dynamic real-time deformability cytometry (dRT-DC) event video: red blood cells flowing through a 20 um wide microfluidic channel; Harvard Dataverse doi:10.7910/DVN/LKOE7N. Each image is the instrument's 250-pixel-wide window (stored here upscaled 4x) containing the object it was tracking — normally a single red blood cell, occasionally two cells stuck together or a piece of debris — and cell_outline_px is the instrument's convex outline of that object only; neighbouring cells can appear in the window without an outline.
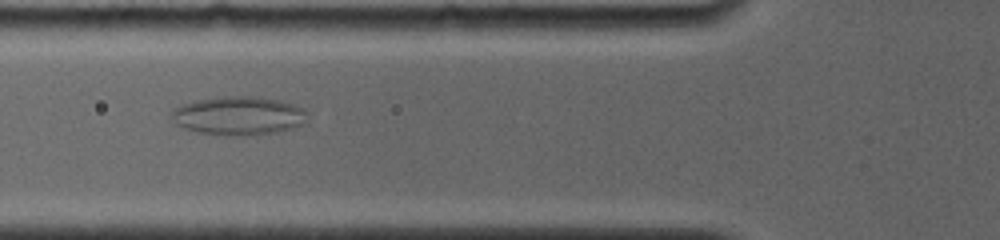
{"species": "common noctule bat (a hibernating species)", "species_latin": "Nyctalus noctula", "temperature_condition": "room temperature", "stored_images_in_passage": 8, "camera_frame_rate_fps": 4000, "um_per_image_px": 0.085, "animal": {"sex": "female", "body_mass_g": 19.0, "forearm_length_mm": 56.7}, "frame": {"image": 1, "passage_image": 7, "time_ms": 5.5, "image_size_px": [1000, 240], "cell_outline_px": [[308, 112], [304, 124], [296, 128], [276, 132], [244, 136], [228, 136], [196, 132], [184, 128], [176, 124], [168, 116], [172, 108], [184, 104], [200, 100], [224, 96], [260, 96], [280, 100], [304, 108]], "centroid_in_image_um": [20.28, 9.85], "position_along_channel_um": 105.5, "area_um2": 31.1}}